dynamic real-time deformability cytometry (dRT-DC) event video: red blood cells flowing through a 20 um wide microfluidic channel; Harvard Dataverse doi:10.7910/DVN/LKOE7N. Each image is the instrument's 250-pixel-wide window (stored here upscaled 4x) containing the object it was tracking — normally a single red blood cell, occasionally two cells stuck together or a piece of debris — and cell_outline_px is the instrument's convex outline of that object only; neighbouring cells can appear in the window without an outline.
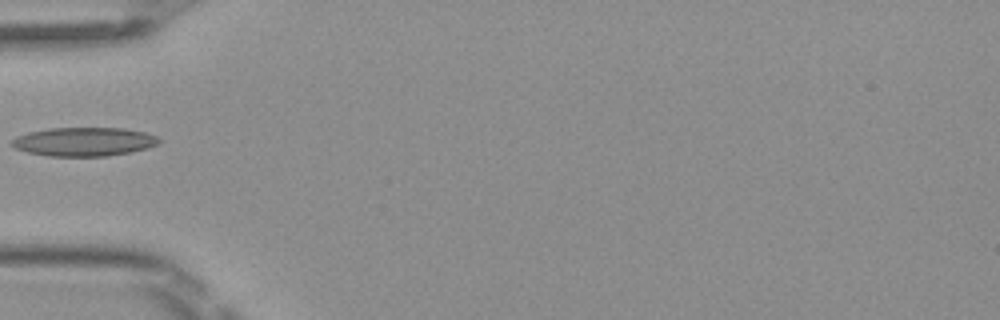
{"species": "Egyptian fruit bat (a non-hibernating species)", "species_latin": "Rousettus aegyptiacus", "temperature_condition": "room temperature", "stored_images_in_passage": 4, "camera_frame_rate_fps": 3000, "um_per_image_px": 0.085, "frame": {"image": 1, "passage_image": 4, "time_ms": 1.0, "image_size_px": [1000, 320], "cell_outline_px": [[160, 144], [148, 148], [108, 156], [48, 156], [28, 152], [16, 148], [12, 144], [12, 140], [16, 136], [28, 132], [48, 128], [124, 128], [144, 132], [156, 136], [160, 140]], "centroid_in_image_um": [7.15, 12.04], "position_along_channel_um": 77.8, "area_um2": 24.62}}